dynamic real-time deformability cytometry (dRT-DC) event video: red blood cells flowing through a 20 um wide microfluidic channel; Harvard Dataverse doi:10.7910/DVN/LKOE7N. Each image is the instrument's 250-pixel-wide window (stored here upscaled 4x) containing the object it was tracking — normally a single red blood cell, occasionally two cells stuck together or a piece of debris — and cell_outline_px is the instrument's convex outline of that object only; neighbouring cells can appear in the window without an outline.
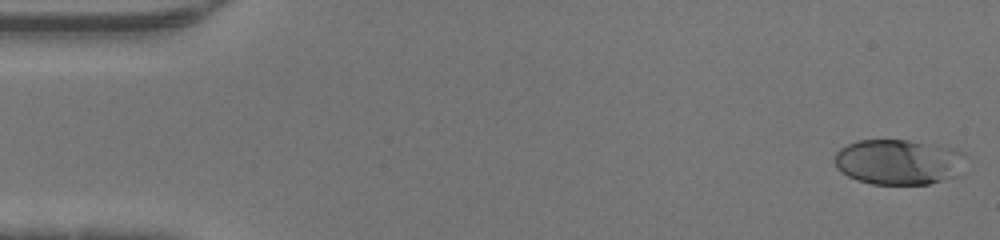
{"species": "human", "species_latin": "Homo sapiens", "temperature_condition": "warm", "stored_images_in_passage": 45, "camera_frame_rate_fps": 3000, "um_per_image_px": 0.085, "donor": {"sex": "male"}, "frame": {"image": 1, "passage_image": 1, "time_ms": 0.0, "image_size_px": [1000, 240], "cell_outline_px": [[964, 156], [956, 176], [928, 184], [872, 184], [856, 180], [848, 176], [836, 168], [836, 152], [840, 148], [856, 140], [908, 140], [952, 148], [964, 152]], "centroid_in_image_um": [76.33, 13.76], "position_along_channel_um": 8.7, "area_um2": 34.33}}
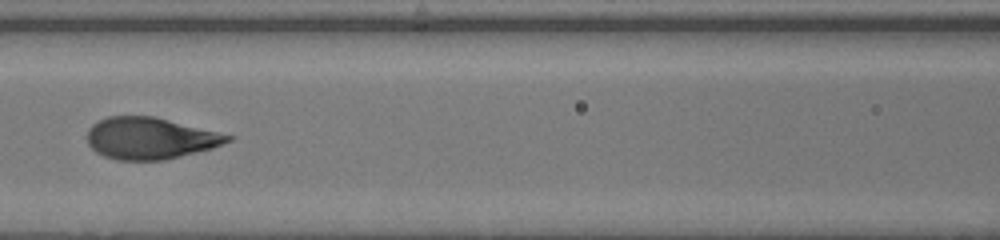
{"frame": {"image": 2, "passage_image": 20, "time_ms": 6.333, "image_size_px": [1000, 240], "cell_outline_px": [[236, 136], [232, 140], [212, 148], [164, 160], [116, 160], [104, 156], [96, 152], [88, 144], [88, 128], [92, 124], [108, 116], [152, 116]], "centroid_in_image_um": [12.76, 11.75], "position_along_channel_um": 153.8, "area_um2": 33.99}}
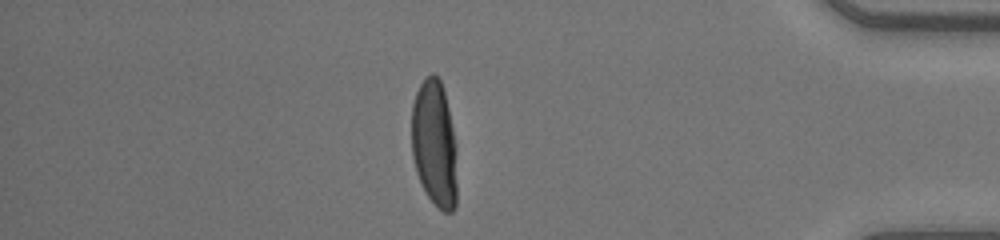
{"frame": {"image": 3, "passage_image": 39, "time_ms": 12.667, "image_size_px": [1000, 240], "cell_outline_px": [[456, 208], [452, 212], [444, 212], [428, 196], [416, 172], [412, 156], [412, 104], [416, 92], [420, 84], [432, 72], [440, 80], [444, 92], [448, 108], [456, 144]], "centroid_in_image_um": [36.93, 12.23], "position_along_channel_um": 398.3, "area_um2": 33.41}}